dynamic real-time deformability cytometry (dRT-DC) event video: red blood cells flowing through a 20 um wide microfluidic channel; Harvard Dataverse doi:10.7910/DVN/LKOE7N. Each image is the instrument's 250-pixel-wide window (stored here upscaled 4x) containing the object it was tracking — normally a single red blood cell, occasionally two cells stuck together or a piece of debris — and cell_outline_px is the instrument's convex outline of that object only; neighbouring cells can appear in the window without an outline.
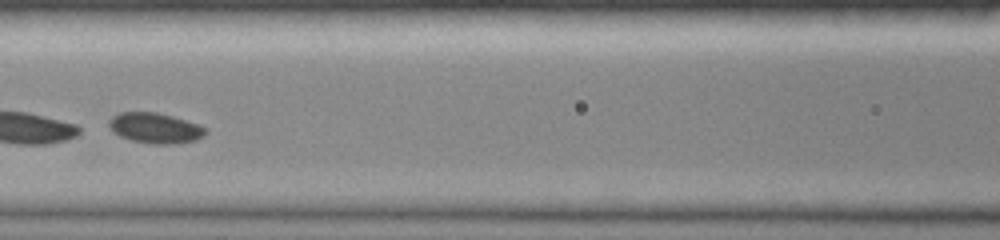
{"species": "common noctule bat (a hibernating species)", "species_latin": "Nyctalus noctula", "temperature_condition": "room temperature", "stored_images_in_passage": 36, "camera_frame_rate_fps": 3000, "um_per_image_px": 0.085, "animal": {"sex": "female", "body_mass_g": 19.0, "forearm_length_mm": 51.5}, "frame": {"image": 1, "passage_image": 16, "time_ms": 5.0, "image_size_px": [1000, 240], "cell_outline_px": [[208, 132], [204, 136], [196, 140], [172, 144], [152, 144], [132, 140], [120, 136], [108, 124], [108, 120], [112, 116], [120, 112], [156, 112], [172, 116], [196, 124], [204, 128]], "centroid_in_image_um": [13.19, 10.88], "position_along_channel_um": 153.4, "area_um2": 16.88}}
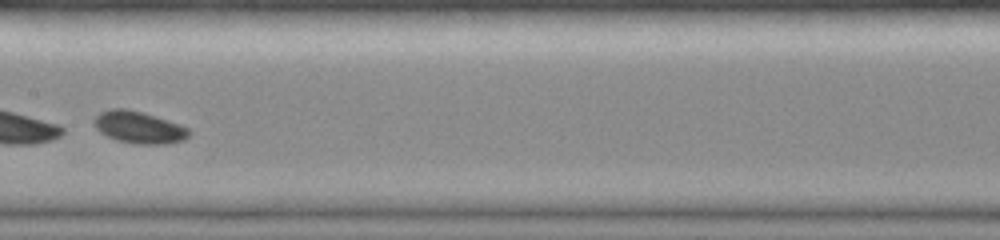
{"frame": {"image": 2, "passage_image": 19, "time_ms": 6.0, "image_size_px": [1000, 240], "cell_outline_px": [[188, 136], [184, 140], [168, 144], [136, 144], [116, 140], [100, 132], [96, 128], [92, 120], [100, 112], [112, 108], [124, 108], [144, 112], [180, 124], [188, 128]], "centroid_in_image_um": [11.79, 10.82], "position_along_channel_um": 195.6, "area_um2": 17.8}, "authors_computed_cell_mechanics": {"area_um2": 17.0221, "velocity_mm_per_s": 4.2191, "shape_relaxation_time_tau1_ms": 0.1532, "shape_relaxation_time_tau2_ms": null, "deformation_change_tau1": 0.3145, "deformation_change_tau2": null}}